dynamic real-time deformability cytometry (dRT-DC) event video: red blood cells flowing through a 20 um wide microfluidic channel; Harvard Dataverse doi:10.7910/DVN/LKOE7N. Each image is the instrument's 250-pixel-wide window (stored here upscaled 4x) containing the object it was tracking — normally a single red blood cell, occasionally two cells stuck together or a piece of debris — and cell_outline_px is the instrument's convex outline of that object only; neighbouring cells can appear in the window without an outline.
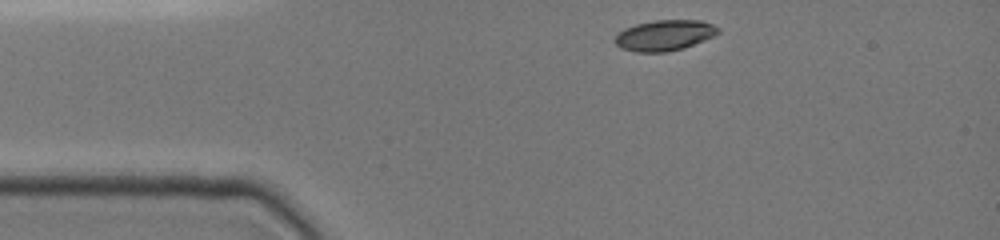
{"species": "common noctule bat (a hibernating species)", "species_latin": "Nyctalus noctula", "temperature_condition": "cold", "stored_images_in_passage": 22, "camera_frame_rate_fps": 3000, "um_per_image_px": 0.085, "animal": {"sex": "female", "body_mass_g": 19.0, "forearm_length_mm": 51.5}, "frame": {"image": 1, "passage_image": 1, "time_ms": 0.0, "image_size_px": [1000, 240], "cell_outline_px": [[720, 32], [712, 36], [684, 48], [668, 52], [636, 52], [620, 48], [612, 40], [624, 28], [636, 24], [652, 20], [700, 20], [712, 24], [720, 28]], "centroid_in_image_um": [56.46, 3.0], "position_along_channel_um": 28.5, "area_um2": 18.5}}
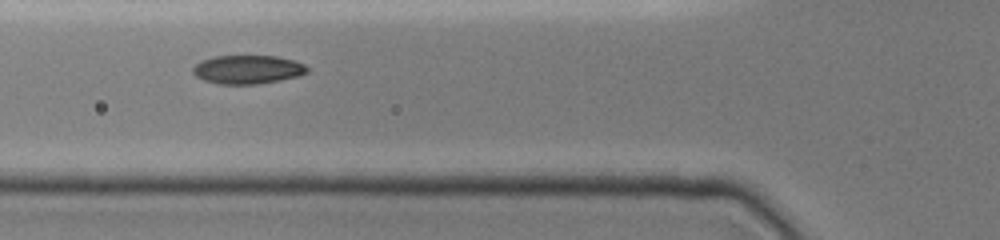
{"frame": {"image": 2, "passage_image": 13, "time_ms": 3.0, "image_size_px": [1000, 240], "cell_outline_px": [[308, 72], [296, 76], [280, 80], [256, 84], [216, 84], [204, 80], [196, 76], [192, 72], [192, 68], [200, 60], [212, 56], [276, 56], [296, 60], [304, 64], [308, 68]], "centroid_in_image_um": [21.02, 5.9], "position_along_channel_um": 104.8, "area_um2": 19.19}}
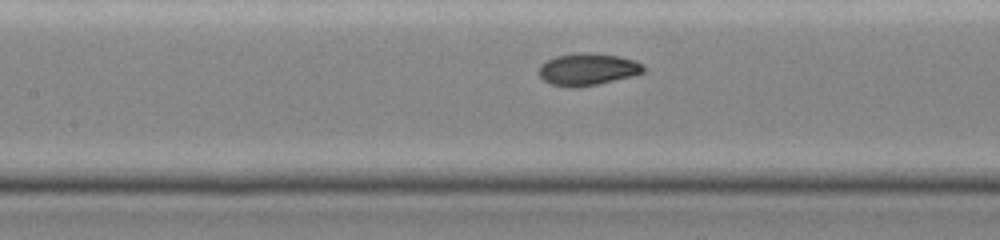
{"frame": {"image": 3, "passage_image": 19, "time_ms": 4.333, "image_size_px": [1000, 240], "cell_outline_px": [[648, 68], [644, 72], [632, 76], [580, 88], [568, 88], [552, 84], [544, 80], [536, 72], [540, 64], [556, 56], [576, 52], [592, 52], [620, 56], [636, 60]], "centroid_in_image_um": [49.96, 5.88], "position_along_channel_um": 157.4, "area_um2": 20.06}}